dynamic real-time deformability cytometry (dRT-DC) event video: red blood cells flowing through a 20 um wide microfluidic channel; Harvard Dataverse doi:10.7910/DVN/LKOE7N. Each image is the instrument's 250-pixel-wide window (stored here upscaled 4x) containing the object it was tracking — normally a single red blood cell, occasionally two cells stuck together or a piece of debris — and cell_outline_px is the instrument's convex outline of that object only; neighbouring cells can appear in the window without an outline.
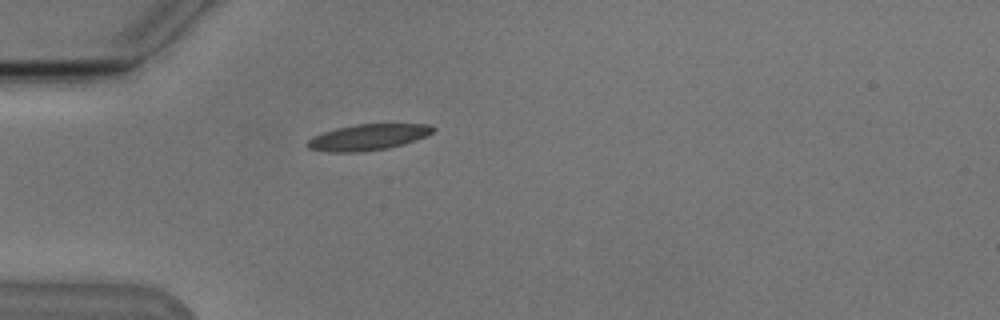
{"species": "Egyptian fruit bat (a non-hibernating species)", "species_latin": "Rousettus aegyptiacus", "temperature_condition": "cold", "stored_images_in_passage": 39, "camera_frame_rate_fps": 3000, "um_per_image_px": 0.085, "animal": {"sex": "male"}, "frame": {"image": 1, "passage_image": 1, "time_ms": 0.0, "image_size_px": [1000, 320], "cell_outline_px": [[436, 128], [432, 132], [424, 136], [388, 148], [356, 152], [328, 152], [308, 148], [308, 140], [324, 132], [336, 128], [356, 124], [428, 124]], "centroid_in_image_um": [31.26, 11.65], "position_along_channel_um": 53.7, "area_um2": 18.55}}
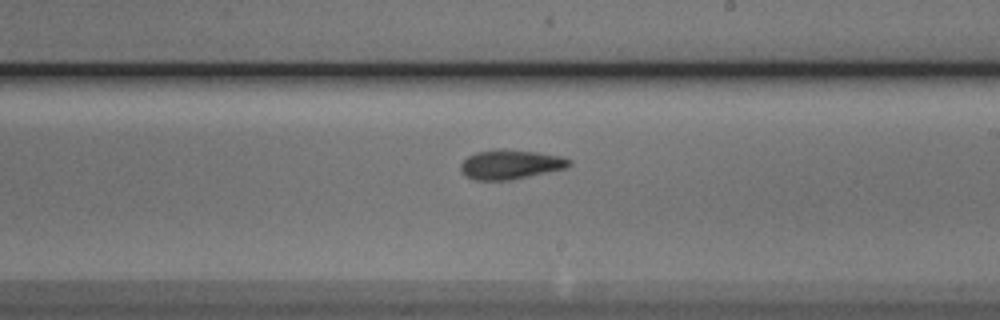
{"frame": {"image": 2, "passage_image": 17, "time_ms": 5.333, "image_size_px": [1000, 320], "cell_outline_px": [[572, 164], [568, 168], [512, 180], [476, 180], [464, 176], [460, 172], [460, 164], [468, 156], [476, 152], [496, 148], [504, 148], [536, 152], [560, 156], [572, 160]], "centroid_in_image_um": [43.38, 13.97], "position_along_channel_um": 245.6, "area_um2": 19.02}}
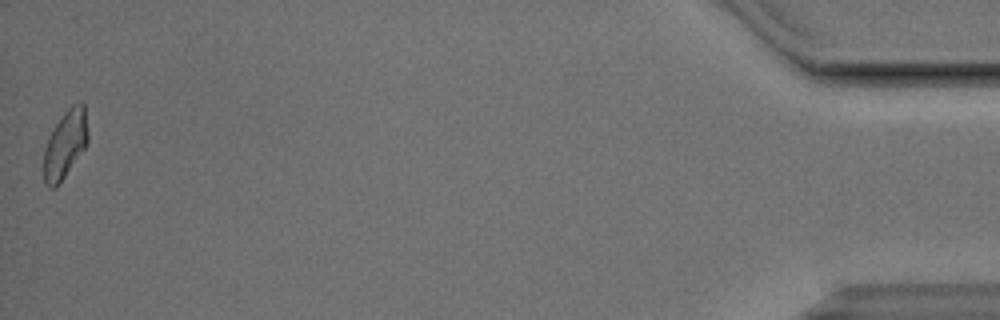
{"frame": {"image": 3, "passage_image": 39, "time_ms": 12.667, "image_size_px": [1000, 320], "cell_outline_px": [[88, 144], [64, 176], [52, 188], [48, 188], [44, 184], [44, 148], [56, 124], [64, 112], [72, 104], [80, 100], [84, 104], [88, 132]], "centroid_in_image_um": [5.56, 12.22], "position_along_channel_um": 429.6, "area_um2": 17.22}, "authors_computed_cell_mechanics": {"area_um2": 17.6868, "velocity_mm_per_s": 3.7976, "shape_relaxation_time_tau1_ms": 8.725, "shape_relaxation_time_tau2_ms": 3.2029, "deformation_change_tau1": 0.2151, "deformation_change_tau2": 0.1011}}